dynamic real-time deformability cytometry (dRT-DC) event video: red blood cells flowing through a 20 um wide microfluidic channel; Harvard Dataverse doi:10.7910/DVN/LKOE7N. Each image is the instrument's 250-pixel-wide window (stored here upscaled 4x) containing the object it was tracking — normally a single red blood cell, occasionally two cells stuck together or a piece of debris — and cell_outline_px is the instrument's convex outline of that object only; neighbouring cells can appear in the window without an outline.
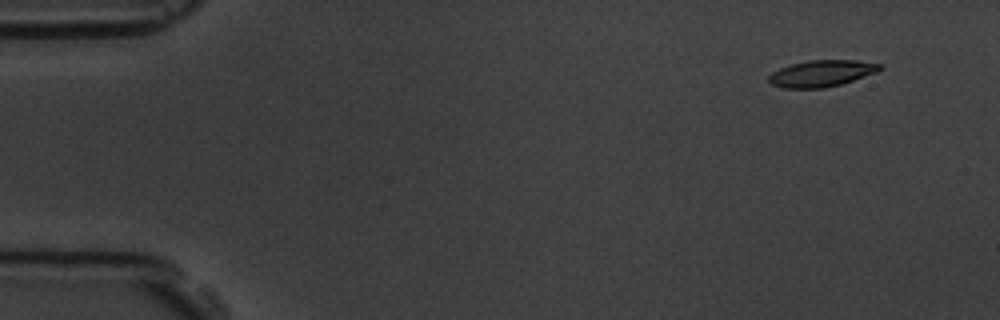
{"species": "common noctule bat (a hibernating species)", "species_latin": "Nyctalus noctula", "temperature_condition": "room temperature", "stored_images_in_passage": 6, "camera_frame_rate_fps": 3000, "um_per_image_px": 0.085, "animal": {"sex": "male", "body_mass_g": 19.5, "forearm_length_mm": 54.6}, "frame": {"image": 1, "passage_image": 2, "time_ms": 1.333, "image_size_px": [1000, 320], "cell_outline_px": [[884, 68], [876, 72], [840, 84], [824, 88], [780, 88], [772, 84], [768, 80], [768, 76], [772, 72], [780, 68], [792, 64], [808, 60], [856, 60], [884, 64]], "centroid_in_image_um": [69.84, 6.23], "position_along_channel_um": 15.2, "area_um2": 17.17}}